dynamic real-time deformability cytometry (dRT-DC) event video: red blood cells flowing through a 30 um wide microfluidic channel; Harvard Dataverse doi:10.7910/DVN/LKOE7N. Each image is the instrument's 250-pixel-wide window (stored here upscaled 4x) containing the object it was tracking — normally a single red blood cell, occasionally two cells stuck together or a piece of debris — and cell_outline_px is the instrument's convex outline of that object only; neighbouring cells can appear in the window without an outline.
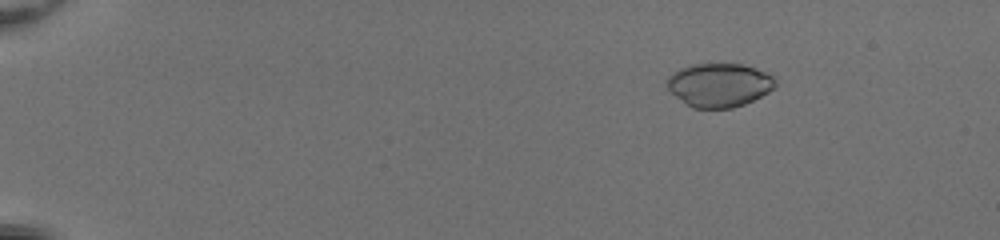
{"species": "common noctule bat (a hibernating species)", "species_latin": "Nyctalus noctula", "temperature_condition": "room temperature", "stored_images_in_passage": 52, "camera_frame_rate_fps": 3000, "um_per_image_px": 0.085, "animal": {"sex": "female", "body_mass_g": 20.0, "forearm_length_mm": 54.0}, "frame": {"image": 1, "passage_image": 9, "time_ms": 2.667, "image_size_px": [1000, 240], "cell_outline_px": [[776, 88], [744, 104], [732, 108], [692, 108], [676, 96], [664, 84], [668, 76], [672, 72], [680, 68], [692, 64], [744, 64], [764, 72], [772, 76], [776, 80]], "centroid_in_image_um": [61.11, 7.22], "position_along_channel_um": 23.9, "area_um2": 27.57}}
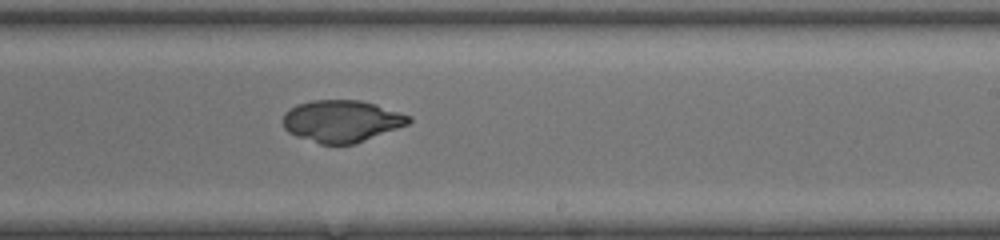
{"frame": {"image": 2, "passage_image": 35, "time_ms": 11.333, "image_size_px": [1000, 240], "cell_outline_px": [[412, 120], [408, 124], [356, 144], [320, 144], [296, 136], [288, 132], [284, 128], [284, 112], [288, 108], [296, 104], [312, 100], [360, 100], [376, 104], [412, 116]], "centroid_in_image_um": [29.04, 10.29], "position_along_channel_um": 260.0, "area_um2": 30.92}}
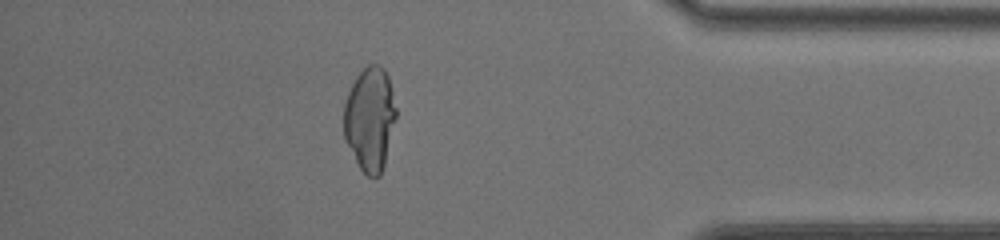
{"frame": {"image": 3, "passage_image": 47, "time_ms": 15.333, "image_size_px": [1000, 240], "cell_outline_px": [[396, 116], [384, 164], [380, 176], [368, 176], [360, 168], [344, 136], [344, 104], [348, 92], [356, 76], [368, 64], [380, 64], [384, 68], [388, 76], [396, 108]], "centroid_in_image_um": [31.44, 10.06], "position_along_channel_um": 403.8, "area_um2": 31.21}}